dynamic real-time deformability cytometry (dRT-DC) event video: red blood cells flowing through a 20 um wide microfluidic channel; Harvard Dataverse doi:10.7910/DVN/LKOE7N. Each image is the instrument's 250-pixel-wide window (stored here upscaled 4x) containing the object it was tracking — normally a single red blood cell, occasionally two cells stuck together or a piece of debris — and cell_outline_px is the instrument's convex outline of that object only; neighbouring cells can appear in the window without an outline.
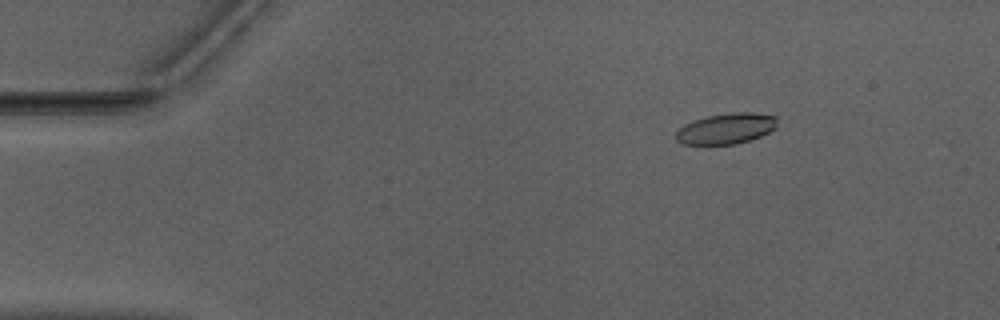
{"species": "Egyptian fruit bat (a non-hibernating species)", "species_latin": "Rousettus aegyptiacus", "temperature_condition": "warm", "stored_images_in_passage": 53, "camera_frame_rate_fps": 3000, "um_per_image_px": 0.085, "animal": {"sex": "male"}, "frame": {"image": 1, "passage_image": 8, "time_ms": 2.333, "image_size_px": [1000, 320], "cell_outline_px": [[776, 128], [760, 136], [736, 144], [684, 144], [676, 140], [676, 132], [684, 124], [708, 116], [732, 112], [752, 112], [776, 116]], "centroid_in_image_um": [61.73, 10.92], "position_along_channel_um": 23.3, "area_um2": 17.92}}
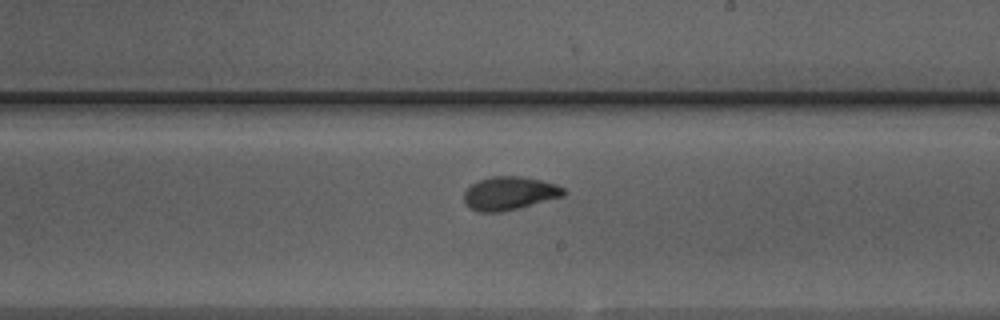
{"frame": {"image": 2, "passage_image": 31, "time_ms": 10.0, "image_size_px": [1000, 320], "cell_outline_px": [[568, 192], [564, 196], [500, 212], [476, 212], [464, 200], [464, 192], [472, 184], [480, 180], [492, 176], [520, 176], [540, 180], [556, 184], [564, 188]], "centroid_in_image_um": [43.33, 16.42], "position_along_channel_um": 245.7, "area_um2": 19.13}}
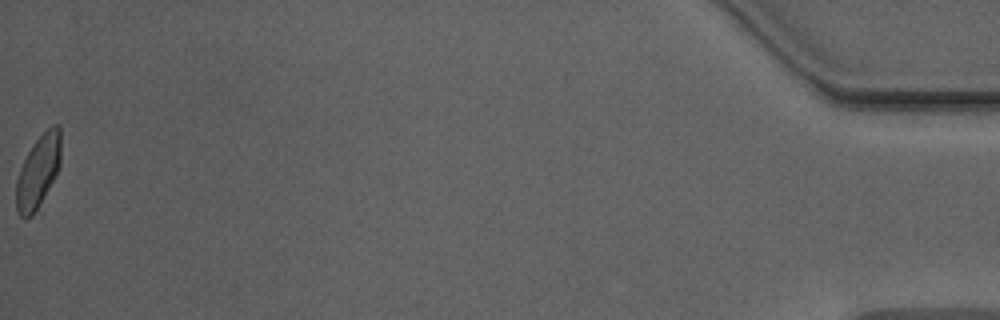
{"frame": {"image": 3, "passage_image": 53, "time_ms": 17.333, "image_size_px": [1000, 320], "cell_outline_px": [[60, 164], [48, 188], [32, 216], [24, 220], [16, 212], [16, 180], [20, 168], [32, 144], [52, 124], [56, 124], [60, 128]], "centroid_in_image_um": [3.21, 14.58], "position_along_channel_um": 432.0, "area_um2": 18.55}, "authors_computed_cell_mechanics": {"area_um2": 18.9584, "velocity_mm_per_s": 3.9541, "shape_relaxation_time_tau1_ms": 3.3599, "shape_relaxation_time_tau2_ms": 1.7062, "deformation_change_tau1": 0.1283, "deformation_change_tau2": 0.0643}}